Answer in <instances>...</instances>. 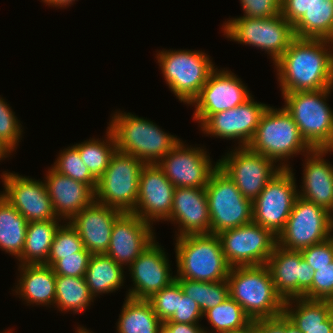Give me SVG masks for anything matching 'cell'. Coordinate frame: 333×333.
Masks as SVG:
<instances>
[{
	"label": "cell",
	"instance_id": "1",
	"mask_svg": "<svg viewBox=\"0 0 333 333\" xmlns=\"http://www.w3.org/2000/svg\"><path fill=\"white\" fill-rule=\"evenodd\" d=\"M282 94L333 87V41L295 38L273 64Z\"/></svg>",
	"mask_w": 333,
	"mask_h": 333
},
{
	"label": "cell",
	"instance_id": "2",
	"mask_svg": "<svg viewBox=\"0 0 333 333\" xmlns=\"http://www.w3.org/2000/svg\"><path fill=\"white\" fill-rule=\"evenodd\" d=\"M112 115L108 128L113 133L117 149L144 164H157L181 141L147 118L120 110Z\"/></svg>",
	"mask_w": 333,
	"mask_h": 333
},
{
	"label": "cell",
	"instance_id": "3",
	"mask_svg": "<svg viewBox=\"0 0 333 333\" xmlns=\"http://www.w3.org/2000/svg\"><path fill=\"white\" fill-rule=\"evenodd\" d=\"M227 282L229 296L243 308L251 320L274 318L283 314L284 301L276 293L266 264L231 267Z\"/></svg>",
	"mask_w": 333,
	"mask_h": 333
},
{
	"label": "cell",
	"instance_id": "4",
	"mask_svg": "<svg viewBox=\"0 0 333 333\" xmlns=\"http://www.w3.org/2000/svg\"><path fill=\"white\" fill-rule=\"evenodd\" d=\"M253 152L270 158L281 169H290L287 160L308 154L312 149L301 137L298 126L284 107L268 106L262 114L253 139L247 146ZM284 161V162H283Z\"/></svg>",
	"mask_w": 333,
	"mask_h": 333
},
{
	"label": "cell",
	"instance_id": "5",
	"mask_svg": "<svg viewBox=\"0 0 333 333\" xmlns=\"http://www.w3.org/2000/svg\"><path fill=\"white\" fill-rule=\"evenodd\" d=\"M332 91L333 87L282 94L285 100L283 107L292 116L301 137L312 150H333V110L327 103Z\"/></svg>",
	"mask_w": 333,
	"mask_h": 333
},
{
	"label": "cell",
	"instance_id": "6",
	"mask_svg": "<svg viewBox=\"0 0 333 333\" xmlns=\"http://www.w3.org/2000/svg\"><path fill=\"white\" fill-rule=\"evenodd\" d=\"M175 240L176 278L205 282L227 280L231 266L216 234H188Z\"/></svg>",
	"mask_w": 333,
	"mask_h": 333
},
{
	"label": "cell",
	"instance_id": "7",
	"mask_svg": "<svg viewBox=\"0 0 333 333\" xmlns=\"http://www.w3.org/2000/svg\"><path fill=\"white\" fill-rule=\"evenodd\" d=\"M165 83L188 106L198 96L215 66L202 51L162 50L156 54Z\"/></svg>",
	"mask_w": 333,
	"mask_h": 333
},
{
	"label": "cell",
	"instance_id": "8",
	"mask_svg": "<svg viewBox=\"0 0 333 333\" xmlns=\"http://www.w3.org/2000/svg\"><path fill=\"white\" fill-rule=\"evenodd\" d=\"M230 41L260 48L275 63L296 38L294 28L281 14L271 18H230L222 25Z\"/></svg>",
	"mask_w": 333,
	"mask_h": 333
},
{
	"label": "cell",
	"instance_id": "9",
	"mask_svg": "<svg viewBox=\"0 0 333 333\" xmlns=\"http://www.w3.org/2000/svg\"><path fill=\"white\" fill-rule=\"evenodd\" d=\"M145 164L116 149L109 165L97 180L95 202L133 212L138 199L139 176Z\"/></svg>",
	"mask_w": 333,
	"mask_h": 333
},
{
	"label": "cell",
	"instance_id": "10",
	"mask_svg": "<svg viewBox=\"0 0 333 333\" xmlns=\"http://www.w3.org/2000/svg\"><path fill=\"white\" fill-rule=\"evenodd\" d=\"M210 234L253 222L252 201L245 198L237 185L218 167L205 187Z\"/></svg>",
	"mask_w": 333,
	"mask_h": 333
},
{
	"label": "cell",
	"instance_id": "11",
	"mask_svg": "<svg viewBox=\"0 0 333 333\" xmlns=\"http://www.w3.org/2000/svg\"><path fill=\"white\" fill-rule=\"evenodd\" d=\"M332 235L333 225L329 221L328 210L298 196L287 223L277 236V245L300 251Z\"/></svg>",
	"mask_w": 333,
	"mask_h": 333
},
{
	"label": "cell",
	"instance_id": "12",
	"mask_svg": "<svg viewBox=\"0 0 333 333\" xmlns=\"http://www.w3.org/2000/svg\"><path fill=\"white\" fill-rule=\"evenodd\" d=\"M298 188L290 169H281L252 202L253 222L270 230L276 237L283 230L298 197Z\"/></svg>",
	"mask_w": 333,
	"mask_h": 333
},
{
	"label": "cell",
	"instance_id": "13",
	"mask_svg": "<svg viewBox=\"0 0 333 333\" xmlns=\"http://www.w3.org/2000/svg\"><path fill=\"white\" fill-rule=\"evenodd\" d=\"M216 235L231 267L266 264L277 245V237L254 222L221 231Z\"/></svg>",
	"mask_w": 333,
	"mask_h": 333
},
{
	"label": "cell",
	"instance_id": "14",
	"mask_svg": "<svg viewBox=\"0 0 333 333\" xmlns=\"http://www.w3.org/2000/svg\"><path fill=\"white\" fill-rule=\"evenodd\" d=\"M219 168L237 185L243 196L252 202L267 183L281 170L270 158L248 147H235L218 160Z\"/></svg>",
	"mask_w": 333,
	"mask_h": 333
},
{
	"label": "cell",
	"instance_id": "15",
	"mask_svg": "<svg viewBox=\"0 0 333 333\" xmlns=\"http://www.w3.org/2000/svg\"><path fill=\"white\" fill-rule=\"evenodd\" d=\"M231 70L215 68L206 84L190 105L195 106L193 120L200 125L218 112L232 109L247 101L252 94L242 80Z\"/></svg>",
	"mask_w": 333,
	"mask_h": 333
},
{
	"label": "cell",
	"instance_id": "16",
	"mask_svg": "<svg viewBox=\"0 0 333 333\" xmlns=\"http://www.w3.org/2000/svg\"><path fill=\"white\" fill-rule=\"evenodd\" d=\"M182 141L157 165L175 188H205L212 173L219 167L218 160L213 165L205 148L188 146Z\"/></svg>",
	"mask_w": 333,
	"mask_h": 333
},
{
	"label": "cell",
	"instance_id": "17",
	"mask_svg": "<svg viewBox=\"0 0 333 333\" xmlns=\"http://www.w3.org/2000/svg\"><path fill=\"white\" fill-rule=\"evenodd\" d=\"M1 177L4 190L0 194L27 222L62 220L53 210L45 182L7 171Z\"/></svg>",
	"mask_w": 333,
	"mask_h": 333
},
{
	"label": "cell",
	"instance_id": "18",
	"mask_svg": "<svg viewBox=\"0 0 333 333\" xmlns=\"http://www.w3.org/2000/svg\"><path fill=\"white\" fill-rule=\"evenodd\" d=\"M269 105L254 101L251 96L243 104L210 115L200 126L204 134L236 140L238 147H247L254 137L262 114Z\"/></svg>",
	"mask_w": 333,
	"mask_h": 333
},
{
	"label": "cell",
	"instance_id": "19",
	"mask_svg": "<svg viewBox=\"0 0 333 333\" xmlns=\"http://www.w3.org/2000/svg\"><path fill=\"white\" fill-rule=\"evenodd\" d=\"M276 293L285 302L303 297L312 287L314 269L297 250L283 249L276 245L267 263Z\"/></svg>",
	"mask_w": 333,
	"mask_h": 333
},
{
	"label": "cell",
	"instance_id": "20",
	"mask_svg": "<svg viewBox=\"0 0 333 333\" xmlns=\"http://www.w3.org/2000/svg\"><path fill=\"white\" fill-rule=\"evenodd\" d=\"M162 247L155 239L128 267L133 287L129 288L126 297L147 300L175 281L176 276H172L169 258Z\"/></svg>",
	"mask_w": 333,
	"mask_h": 333
},
{
	"label": "cell",
	"instance_id": "21",
	"mask_svg": "<svg viewBox=\"0 0 333 333\" xmlns=\"http://www.w3.org/2000/svg\"><path fill=\"white\" fill-rule=\"evenodd\" d=\"M175 186L157 164H145L139 176L138 199L133 214L153 226L171 214Z\"/></svg>",
	"mask_w": 333,
	"mask_h": 333
},
{
	"label": "cell",
	"instance_id": "22",
	"mask_svg": "<svg viewBox=\"0 0 333 333\" xmlns=\"http://www.w3.org/2000/svg\"><path fill=\"white\" fill-rule=\"evenodd\" d=\"M152 225L132 212H123L114 222L106 255L129 267L155 240ZM155 234V235H154ZM127 266V267H125Z\"/></svg>",
	"mask_w": 333,
	"mask_h": 333
},
{
	"label": "cell",
	"instance_id": "23",
	"mask_svg": "<svg viewBox=\"0 0 333 333\" xmlns=\"http://www.w3.org/2000/svg\"><path fill=\"white\" fill-rule=\"evenodd\" d=\"M167 221L178 224L175 237L210 234V216L205 188L177 187Z\"/></svg>",
	"mask_w": 333,
	"mask_h": 333
},
{
	"label": "cell",
	"instance_id": "24",
	"mask_svg": "<svg viewBox=\"0 0 333 333\" xmlns=\"http://www.w3.org/2000/svg\"><path fill=\"white\" fill-rule=\"evenodd\" d=\"M122 213L116 208L94 201L69 222L78 231L86 250L91 254H105L113 224Z\"/></svg>",
	"mask_w": 333,
	"mask_h": 333
},
{
	"label": "cell",
	"instance_id": "25",
	"mask_svg": "<svg viewBox=\"0 0 333 333\" xmlns=\"http://www.w3.org/2000/svg\"><path fill=\"white\" fill-rule=\"evenodd\" d=\"M56 216L70 221L77 213L95 201V191L87 184L59 174L50 167L44 177Z\"/></svg>",
	"mask_w": 333,
	"mask_h": 333
},
{
	"label": "cell",
	"instance_id": "26",
	"mask_svg": "<svg viewBox=\"0 0 333 333\" xmlns=\"http://www.w3.org/2000/svg\"><path fill=\"white\" fill-rule=\"evenodd\" d=\"M333 150L315 149L304 155V170L298 196L328 210L333 203V165L324 156Z\"/></svg>",
	"mask_w": 333,
	"mask_h": 333
},
{
	"label": "cell",
	"instance_id": "27",
	"mask_svg": "<svg viewBox=\"0 0 333 333\" xmlns=\"http://www.w3.org/2000/svg\"><path fill=\"white\" fill-rule=\"evenodd\" d=\"M283 314L302 333H333V301L290 299L284 302Z\"/></svg>",
	"mask_w": 333,
	"mask_h": 333
},
{
	"label": "cell",
	"instance_id": "28",
	"mask_svg": "<svg viewBox=\"0 0 333 333\" xmlns=\"http://www.w3.org/2000/svg\"><path fill=\"white\" fill-rule=\"evenodd\" d=\"M20 278L15 285L16 295L27 305L49 306L55 304L56 275L46 264L19 265ZM29 303V304H28Z\"/></svg>",
	"mask_w": 333,
	"mask_h": 333
},
{
	"label": "cell",
	"instance_id": "29",
	"mask_svg": "<svg viewBox=\"0 0 333 333\" xmlns=\"http://www.w3.org/2000/svg\"><path fill=\"white\" fill-rule=\"evenodd\" d=\"M124 272V266L108 255L91 254L84 277L94 299L101 294L118 291L126 278Z\"/></svg>",
	"mask_w": 333,
	"mask_h": 333
},
{
	"label": "cell",
	"instance_id": "30",
	"mask_svg": "<svg viewBox=\"0 0 333 333\" xmlns=\"http://www.w3.org/2000/svg\"><path fill=\"white\" fill-rule=\"evenodd\" d=\"M61 220L28 222L25 243L19 265L45 264L48 260L50 247Z\"/></svg>",
	"mask_w": 333,
	"mask_h": 333
},
{
	"label": "cell",
	"instance_id": "31",
	"mask_svg": "<svg viewBox=\"0 0 333 333\" xmlns=\"http://www.w3.org/2000/svg\"><path fill=\"white\" fill-rule=\"evenodd\" d=\"M117 321L116 333H158L163 323L145 299L126 297Z\"/></svg>",
	"mask_w": 333,
	"mask_h": 333
},
{
	"label": "cell",
	"instance_id": "32",
	"mask_svg": "<svg viewBox=\"0 0 333 333\" xmlns=\"http://www.w3.org/2000/svg\"><path fill=\"white\" fill-rule=\"evenodd\" d=\"M293 28L296 38L333 41V0H314Z\"/></svg>",
	"mask_w": 333,
	"mask_h": 333
},
{
	"label": "cell",
	"instance_id": "33",
	"mask_svg": "<svg viewBox=\"0 0 333 333\" xmlns=\"http://www.w3.org/2000/svg\"><path fill=\"white\" fill-rule=\"evenodd\" d=\"M28 222L0 194V249L19 258L23 252Z\"/></svg>",
	"mask_w": 333,
	"mask_h": 333
},
{
	"label": "cell",
	"instance_id": "34",
	"mask_svg": "<svg viewBox=\"0 0 333 333\" xmlns=\"http://www.w3.org/2000/svg\"><path fill=\"white\" fill-rule=\"evenodd\" d=\"M94 301L85 277L56 275L55 308L63 312L81 313Z\"/></svg>",
	"mask_w": 333,
	"mask_h": 333
},
{
	"label": "cell",
	"instance_id": "35",
	"mask_svg": "<svg viewBox=\"0 0 333 333\" xmlns=\"http://www.w3.org/2000/svg\"><path fill=\"white\" fill-rule=\"evenodd\" d=\"M106 130L104 140L102 138L101 140L90 138L73 145L79 151L83 163L97 180L108 167L112 154L117 149L112 131L108 127Z\"/></svg>",
	"mask_w": 333,
	"mask_h": 333
},
{
	"label": "cell",
	"instance_id": "36",
	"mask_svg": "<svg viewBox=\"0 0 333 333\" xmlns=\"http://www.w3.org/2000/svg\"><path fill=\"white\" fill-rule=\"evenodd\" d=\"M183 293L195 301L202 313L221 304L229 297L227 280L217 282L194 281L186 278H175Z\"/></svg>",
	"mask_w": 333,
	"mask_h": 333
},
{
	"label": "cell",
	"instance_id": "37",
	"mask_svg": "<svg viewBox=\"0 0 333 333\" xmlns=\"http://www.w3.org/2000/svg\"><path fill=\"white\" fill-rule=\"evenodd\" d=\"M203 316L212 326L211 332L203 327L204 333H220L239 329L251 321L243 308L230 296L218 306L207 310Z\"/></svg>",
	"mask_w": 333,
	"mask_h": 333
},
{
	"label": "cell",
	"instance_id": "38",
	"mask_svg": "<svg viewBox=\"0 0 333 333\" xmlns=\"http://www.w3.org/2000/svg\"><path fill=\"white\" fill-rule=\"evenodd\" d=\"M51 167L59 174L89 185L95 191L97 179L90 173L88 167L83 163L79 151L74 146L64 148L63 151L61 150L57 160Z\"/></svg>",
	"mask_w": 333,
	"mask_h": 333
},
{
	"label": "cell",
	"instance_id": "39",
	"mask_svg": "<svg viewBox=\"0 0 333 333\" xmlns=\"http://www.w3.org/2000/svg\"><path fill=\"white\" fill-rule=\"evenodd\" d=\"M63 223H65L63 225ZM62 225L56 230L48 260L46 265L52 266L57 260L62 259V256L75 255L80 251H88L78 234V231L71 225L70 222H62Z\"/></svg>",
	"mask_w": 333,
	"mask_h": 333
},
{
	"label": "cell",
	"instance_id": "40",
	"mask_svg": "<svg viewBox=\"0 0 333 333\" xmlns=\"http://www.w3.org/2000/svg\"><path fill=\"white\" fill-rule=\"evenodd\" d=\"M178 297H182V289L175 280L169 286L154 293L147 300L151 303L157 317L165 322L177 311Z\"/></svg>",
	"mask_w": 333,
	"mask_h": 333
},
{
	"label": "cell",
	"instance_id": "41",
	"mask_svg": "<svg viewBox=\"0 0 333 333\" xmlns=\"http://www.w3.org/2000/svg\"><path fill=\"white\" fill-rule=\"evenodd\" d=\"M20 120L15 116L5 99L0 95V141L3 142L12 152L22 139L23 128Z\"/></svg>",
	"mask_w": 333,
	"mask_h": 333
},
{
	"label": "cell",
	"instance_id": "42",
	"mask_svg": "<svg viewBox=\"0 0 333 333\" xmlns=\"http://www.w3.org/2000/svg\"><path fill=\"white\" fill-rule=\"evenodd\" d=\"M312 287L304 294V298L333 301V262L317 267L314 272Z\"/></svg>",
	"mask_w": 333,
	"mask_h": 333
},
{
	"label": "cell",
	"instance_id": "43",
	"mask_svg": "<svg viewBox=\"0 0 333 333\" xmlns=\"http://www.w3.org/2000/svg\"><path fill=\"white\" fill-rule=\"evenodd\" d=\"M91 253L89 251H80L75 255L62 256L57 260L51 268L55 275L84 277Z\"/></svg>",
	"mask_w": 333,
	"mask_h": 333
},
{
	"label": "cell",
	"instance_id": "44",
	"mask_svg": "<svg viewBox=\"0 0 333 333\" xmlns=\"http://www.w3.org/2000/svg\"><path fill=\"white\" fill-rule=\"evenodd\" d=\"M303 259L314 271L333 262V235L323 242L300 250Z\"/></svg>",
	"mask_w": 333,
	"mask_h": 333
},
{
	"label": "cell",
	"instance_id": "45",
	"mask_svg": "<svg viewBox=\"0 0 333 333\" xmlns=\"http://www.w3.org/2000/svg\"><path fill=\"white\" fill-rule=\"evenodd\" d=\"M243 16L247 18H271L281 14V0H240Z\"/></svg>",
	"mask_w": 333,
	"mask_h": 333
},
{
	"label": "cell",
	"instance_id": "46",
	"mask_svg": "<svg viewBox=\"0 0 333 333\" xmlns=\"http://www.w3.org/2000/svg\"><path fill=\"white\" fill-rule=\"evenodd\" d=\"M203 317L198 304L185 295L182 290V297H178L177 311L163 323L199 324V320H202Z\"/></svg>",
	"mask_w": 333,
	"mask_h": 333
},
{
	"label": "cell",
	"instance_id": "47",
	"mask_svg": "<svg viewBox=\"0 0 333 333\" xmlns=\"http://www.w3.org/2000/svg\"><path fill=\"white\" fill-rule=\"evenodd\" d=\"M313 3L314 0H281V15L294 25Z\"/></svg>",
	"mask_w": 333,
	"mask_h": 333
},
{
	"label": "cell",
	"instance_id": "48",
	"mask_svg": "<svg viewBox=\"0 0 333 333\" xmlns=\"http://www.w3.org/2000/svg\"><path fill=\"white\" fill-rule=\"evenodd\" d=\"M256 333H285V315L255 320Z\"/></svg>",
	"mask_w": 333,
	"mask_h": 333
},
{
	"label": "cell",
	"instance_id": "49",
	"mask_svg": "<svg viewBox=\"0 0 333 333\" xmlns=\"http://www.w3.org/2000/svg\"><path fill=\"white\" fill-rule=\"evenodd\" d=\"M170 330H177V333H204L201 324L186 323H164ZM202 327V328H201Z\"/></svg>",
	"mask_w": 333,
	"mask_h": 333
},
{
	"label": "cell",
	"instance_id": "50",
	"mask_svg": "<svg viewBox=\"0 0 333 333\" xmlns=\"http://www.w3.org/2000/svg\"><path fill=\"white\" fill-rule=\"evenodd\" d=\"M220 333H256V325L255 320H251L247 325L242 328L234 329V330H227Z\"/></svg>",
	"mask_w": 333,
	"mask_h": 333
},
{
	"label": "cell",
	"instance_id": "51",
	"mask_svg": "<svg viewBox=\"0 0 333 333\" xmlns=\"http://www.w3.org/2000/svg\"><path fill=\"white\" fill-rule=\"evenodd\" d=\"M41 1H43V3L47 4L48 6L65 8L70 6V4L73 5L72 3H74L75 0H41Z\"/></svg>",
	"mask_w": 333,
	"mask_h": 333
},
{
	"label": "cell",
	"instance_id": "52",
	"mask_svg": "<svg viewBox=\"0 0 333 333\" xmlns=\"http://www.w3.org/2000/svg\"><path fill=\"white\" fill-rule=\"evenodd\" d=\"M13 153L3 142L0 141V162Z\"/></svg>",
	"mask_w": 333,
	"mask_h": 333
},
{
	"label": "cell",
	"instance_id": "53",
	"mask_svg": "<svg viewBox=\"0 0 333 333\" xmlns=\"http://www.w3.org/2000/svg\"><path fill=\"white\" fill-rule=\"evenodd\" d=\"M285 333H302L285 317Z\"/></svg>",
	"mask_w": 333,
	"mask_h": 333
},
{
	"label": "cell",
	"instance_id": "54",
	"mask_svg": "<svg viewBox=\"0 0 333 333\" xmlns=\"http://www.w3.org/2000/svg\"><path fill=\"white\" fill-rule=\"evenodd\" d=\"M158 333H177V330H170L164 323L158 329Z\"/></svg>",
	"mask_w": 333,
	"mask_h": 333
},
{
	"label": "cell",
	"instance_id": "55",
	"mask_svg": "<svg viewBox=\"0 0 333 333\" xmlns=\"http://www.w3.org/2000/svg\"><path fill=\"white\" fill-rule=\"evenodd\" d=\"M76 333H94V332L92 331L90 332L89 329L87 330L83 326L78 325Z\"/></svg>",
	"mask_w": 333,
	"mask_h": 333
},
{
	"label": "cell",
	"instance_id": "56",
	"mask_svg": "<svg viewBox=\"0 0 333 333\" xmlns=\"http://www.w3.org/2000/svg\"><path fill=\"white\" fill-rule=\"evenodd\" d=\"M328 216H329V221L333 225V203H332L331 207L328 209Z\"/></svg>",
	"mask_w": 333,
	"mask_h": 333
},
{
	"label": "cell",
	"instance_id": "57",
	"mask_svg": "<svg viewBox=\"0 0 333 333\" xmlns=\"http://www.w3.org/2000/svg\"><path fill=\"white\" fill-rule=\"evenodd\" d=\"M1 333H13V332H12V330L10 329V330H8V331H6V332H1Z\"/></svg>",
	"mask_w": 333,
	"mask_h": 333
}]
</instances>
